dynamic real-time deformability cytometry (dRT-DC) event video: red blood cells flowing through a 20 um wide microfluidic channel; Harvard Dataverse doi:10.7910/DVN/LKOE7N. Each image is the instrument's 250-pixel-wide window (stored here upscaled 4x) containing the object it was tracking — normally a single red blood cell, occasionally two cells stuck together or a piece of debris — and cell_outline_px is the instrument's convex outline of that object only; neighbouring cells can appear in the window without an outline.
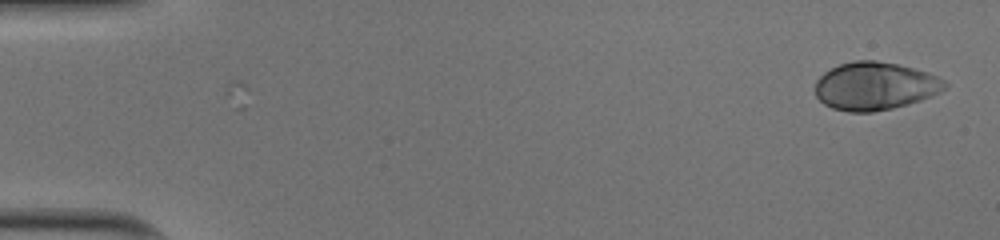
{"species": "human", "species_latin": "Homo sapiens", "temperature_condition": "cold", "stored_images_in_passage": 2, "camera_frame_rate_fps": 3000, "um_per_image_px": 0.085, "donor": {"sex": "male"}, "frame": {"image": 1, "passage_image": 1, "time_ms": 0.0, "image_size_px": [1000, 240], "cell_outline_px": [[948, 84], [940, 92], [932, 96], [908, 104], [892, 108], [872, 112], [848, 112], [832, 108], [824, 104], [816, 96], [816, 80], [824, 72], [840, 64], [856, 60], [876, 60], [900, 64], [928, 72], [944, 80]], "centroid_in_image_um": [74.38, 7.31], "position_along_channel_um": 10.6, "area_um2": 36.3}}